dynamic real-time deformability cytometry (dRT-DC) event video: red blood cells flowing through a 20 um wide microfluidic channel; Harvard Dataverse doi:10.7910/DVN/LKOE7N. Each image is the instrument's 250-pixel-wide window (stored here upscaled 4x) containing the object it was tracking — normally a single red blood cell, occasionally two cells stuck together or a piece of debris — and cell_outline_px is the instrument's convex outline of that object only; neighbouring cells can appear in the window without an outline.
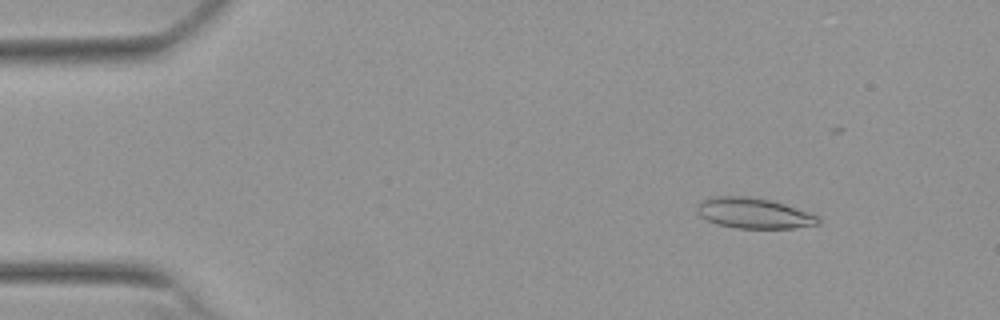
{"species": "Egyptian fruit bat (a non-hibernating species)", "species_latin": "Rousettus aegyptiacus", "temperature_condition": "warm", "stored_images_in_passage": 44, "camera_frame_rate_fps": 3000, "um_per_image_px": 0.085, "animal": {"sex": "female"}, "frame": {"image": 1, "passage_image": 7, "time_ms": 2.0, "image_size_px": [1000, 320], "cell_outline_px": [[820, 224], [792, 228], [736, 228], [716, 224], [700, 216], [696, 212], [696, 204], [712, 196], [748, 196], [768, 200], [784, 204], [812, 212], [820, 216]], "centroid_in_image_um": [64.08, 18.12], "position_along_channel_um": 20.9, "area_um2": 21.73}}
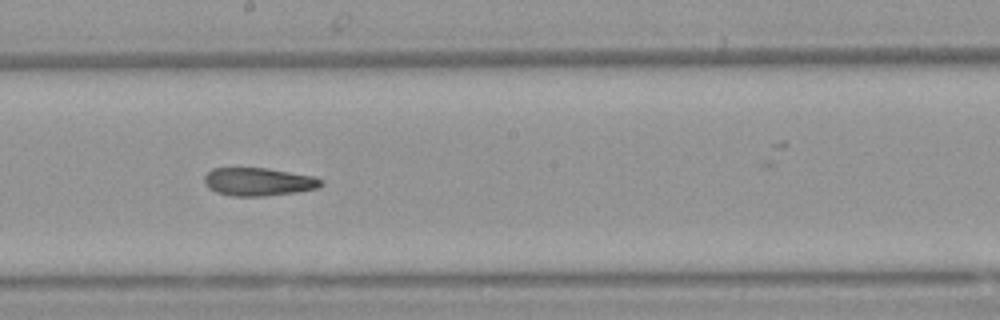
{"frame": {"image": 2, "passage_image": 30, "time_ms": 9.667, "image_size_px": [1000, 320], "cell_outline_px": [[324, 184], [316, 188], [296, 192], [264, 196], [232, 196], [216, 192], [208, 188], [204, 184], [204, 176], [212, 168], [268, 168], [312, 176], [324, 180]], "centroid_in_image_um": [21.95, 15.45], "position_along_channel_um": 226.3, "area_um2": 19.13}}
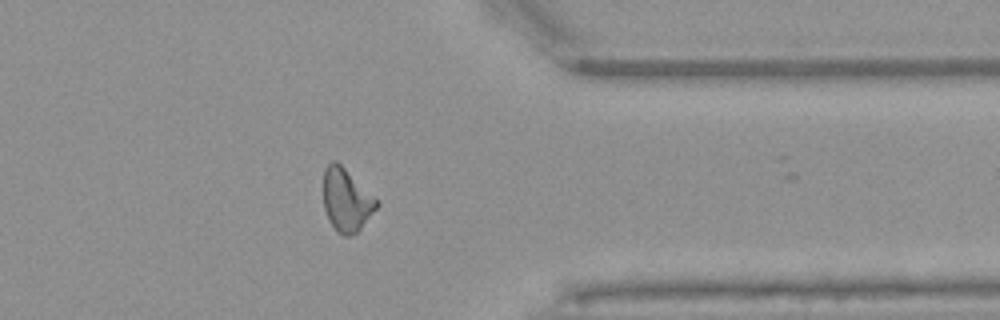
{"frame": {"image": 3, "passage_image": 43, "time_ms": 14.0, "image_size_px": [1000, 320], "cell_outline_px": [[380, 204], [360, 228], [356, 232], [348, 236], [344, 236], [336, 232], [328, 220], [324, 208], [324, 168], [332, 160], [336, 160], [380, 200]], "centroid_in_image_um": [29.45, 16.99], "position_along_channel_um": 381.9, "area_um2": 19.65}}